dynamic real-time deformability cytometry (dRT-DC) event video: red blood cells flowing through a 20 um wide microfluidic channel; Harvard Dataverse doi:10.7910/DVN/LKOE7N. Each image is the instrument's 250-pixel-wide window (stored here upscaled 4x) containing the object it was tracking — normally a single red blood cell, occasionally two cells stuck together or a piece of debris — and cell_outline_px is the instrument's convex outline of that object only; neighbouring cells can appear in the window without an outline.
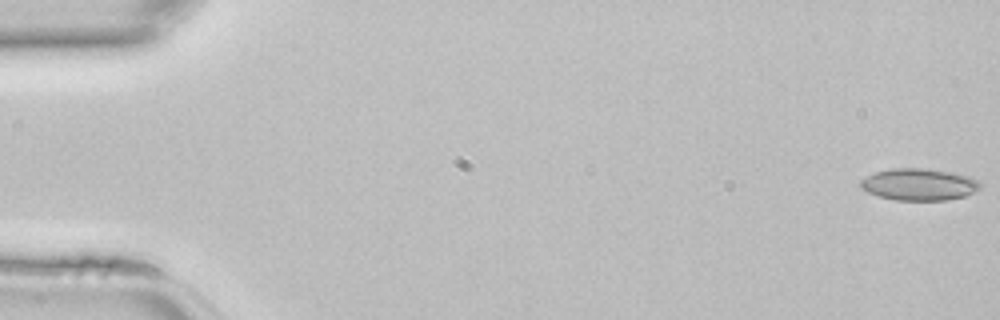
{"species": "common noctule bat (a hibernating species)", "species_latin": "Nyctalus noctula", "temperature_condition": "room temperature", "stored_images_in_passage": 11, "camera_frame_rate_fps": 3000, "um_per_image_px": 0.085, "animal": {"sex": "female", "body_mass_g": 22.7, "forearm_length_mm": 54.2}, "frame": {"image": 1, "passage_image": 1, "time_ms": 0.0, "image_size_px": [1000, 320], "cell_outline_px": [[980, 188], [964, 196], [944, 200], [896, 200], [876, 196], [860, 188], [860, 180], [876, 172], [892, 168], [924, 168], [952, 172], [968, 176], [976, 180], [980, 184]], "centroid_in_image_um": [78.07, 15.67], "position_along_channel_um": 6.9, "area_um2": 22.08}}